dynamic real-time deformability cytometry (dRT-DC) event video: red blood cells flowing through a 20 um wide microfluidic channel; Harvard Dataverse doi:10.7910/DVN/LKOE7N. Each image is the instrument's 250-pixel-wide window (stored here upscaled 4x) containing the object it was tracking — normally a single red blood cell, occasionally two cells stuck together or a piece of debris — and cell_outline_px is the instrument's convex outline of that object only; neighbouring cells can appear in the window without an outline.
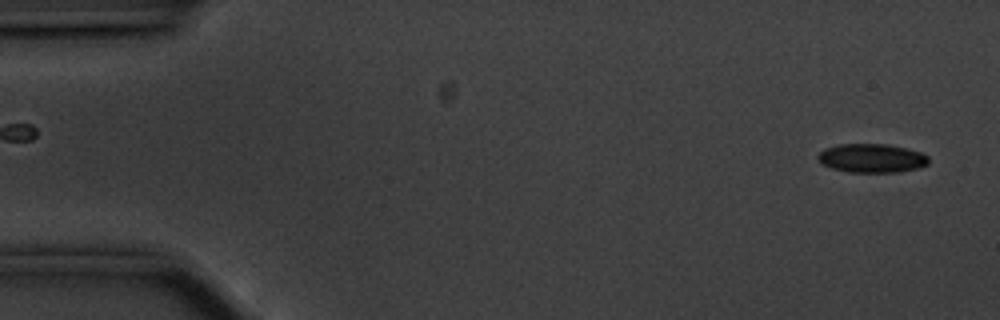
{"species": "common noctule bat (a hibernating species)", "species_latin": "Nyctalus noctula", "temperature_condition": "cold", "stored_images_in_passage": 55, "camera_frame_rate_fps": 3000, "um_per_image_px": 0.085, "animal": {"sex": "male", "body_mass_g": 20.1, "forearm_length_mm": 53.5}, "frame": {"image": 1, "passage_image": 2, "time_ms": 0.333, "image_size_px": [1000, 320], "cell_outline_px": [[928, 164], [916, 168], [896, 172], [848, 172], [832, 168], [820, 164], [816, 156], [824, 148], [840, 144], [888, 144], [920, 152], [928, 156]], "centroid_in_image_um": [74.04, 13.44], "position_along_channel_um": 11.0, "area_um2": 18.55}}
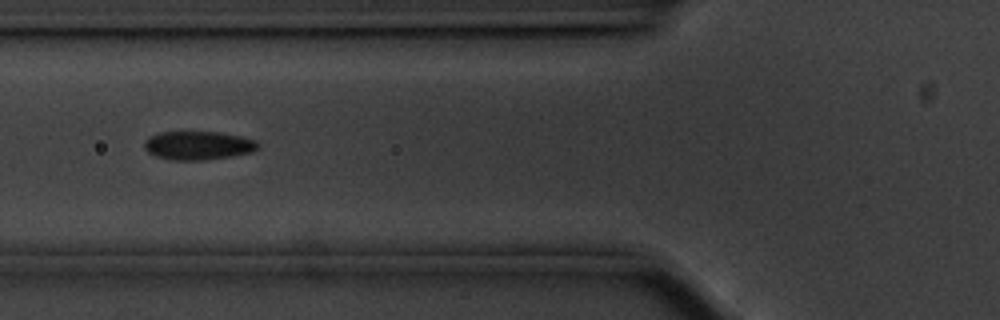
{"frame": {"image": 2, "passage_image": 20, "time_ms": 6.333, "image_size_px": [1000, 320], "cell_outline_px": [[260, 144], [252, 152], [228, 156], [200, 160], [172, 160], [156, 156], [148, 152], [144, 148], [144, 140], [148, 136], [160, 132], [220, 132], [240, 136], [256, 140]], "centroid_in_image_um": [16.8, 12.35], "position_along_channel_um": 109.0, "area_um2": 18.84}}
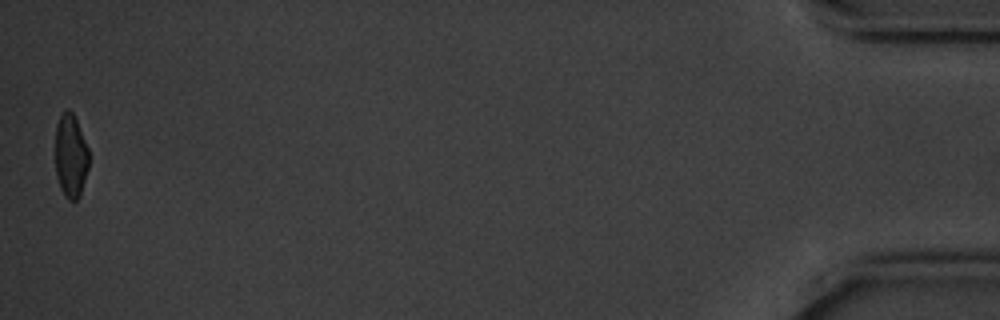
{"frame": {"image": 3, "passage_image": 55, "time_ms": 18.0, "image_size_px": [1000, 320], "cell_outline_px": [[88, 168], [80, 196], [76, 200], [68, 200], [64, 196], [60, 188], [56, 176], [56, 124], [60, 116], [68, 108], [72, 112], [76, 120], [88, 148]], "centroid_in_image_um": [6.0, 13.28], "position_along_channel_um": 429.2, "area_um2": 16.24}, "authors_computed_cell_mechanics": {"area_um2": 18.6694, "velocity_mm_per_s": 3.5558, "shape_relaxation_time_tau1_ms": 2.357, "shape_relaxation_time_tau2_ms": 1.955, "deformation_change_tau1": 0.1144, "deformation_change_tau2": 0.0797}}